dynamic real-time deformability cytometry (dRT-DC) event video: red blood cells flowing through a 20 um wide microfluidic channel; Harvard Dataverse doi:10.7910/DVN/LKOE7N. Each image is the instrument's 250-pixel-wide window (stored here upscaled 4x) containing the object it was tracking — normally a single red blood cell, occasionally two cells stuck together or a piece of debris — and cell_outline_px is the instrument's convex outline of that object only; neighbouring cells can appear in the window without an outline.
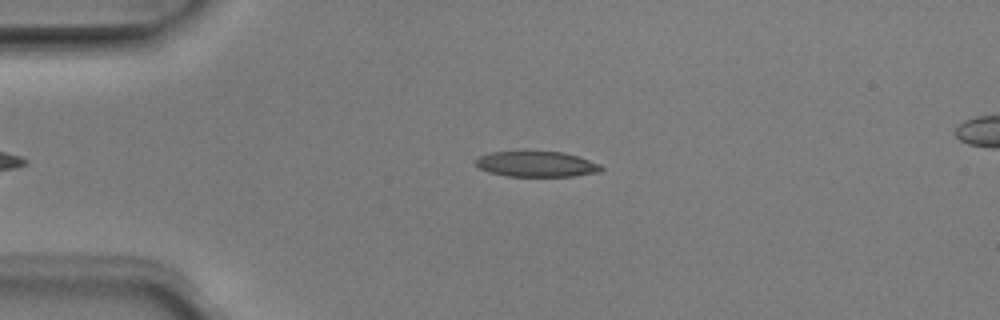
{"species": "Egyptian fruit bat (a non-hibernating species)", "species_latin": "Rousettus aegyptiacus", "temperature_condition": "room temperature", "stored_images_in_passage": 3, "segment_of_instrument_passage": [1, 2], "camera_frame_rate_fps": 3000, "um_per_image_px": 0.085, "animal": {"sex": "male"}, "frame": {"image": 1, "passage_image": 1, "time_ms": 0.0, "image_size_px": [1000, 320], "cell_outline_px": [[604, 168], [600, 172], [572, 176], [508, 176], [488, 172], [480, 168], [476, 164], [476, 160], [480, 156], [488, 152], [524, 148], [564, 152], [600, 164]], "centroid_in_image_um": [45.55, 13.89], "position_along_channel_um": 39.4, "area_um2": 19.54}}